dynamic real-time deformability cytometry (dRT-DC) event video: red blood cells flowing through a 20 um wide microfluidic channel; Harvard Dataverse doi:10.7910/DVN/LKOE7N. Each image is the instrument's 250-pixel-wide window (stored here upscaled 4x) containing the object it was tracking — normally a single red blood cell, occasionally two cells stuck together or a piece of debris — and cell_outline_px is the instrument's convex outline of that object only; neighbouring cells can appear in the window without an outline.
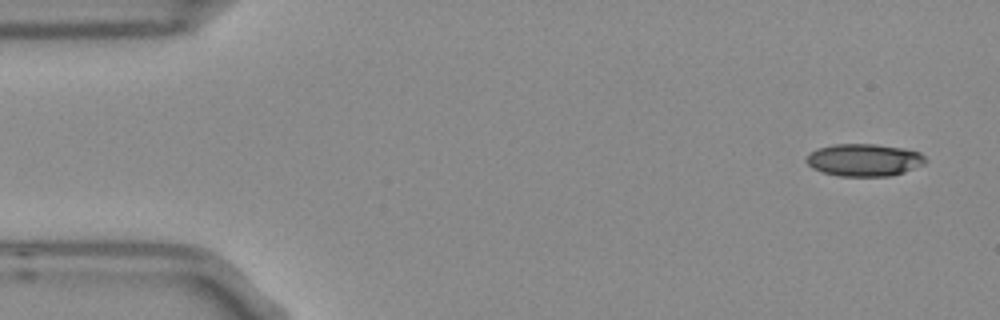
{"species": "Egyptian fruit bat (a non-hibernating species)", "species_latin": "Rousettus aegyptiacus", "temperature_condition": "room temperature", "stored_images_in_passage": 4, "camera_frame_rate_fps": 3000, "um_per_image_px": 0.085, "frame": {"image": 1, "passage_image": 1, "time_ms": 0.0, "image_size_px": [1000, 320], "cell_outline_px": [[928, 160], [924, 164], [904, 172], [888, 176], [840, 176], [824, 172], [812, 168], [804, 160], [804, 156], [808, 152], [816, 148], [836, 144], [876, 144], [904, 148], [920, 152]], "centroid_in_image_um": [73.42, 13.59], "position_along_channel_um": 11.6, "area_um2": 22.72}}
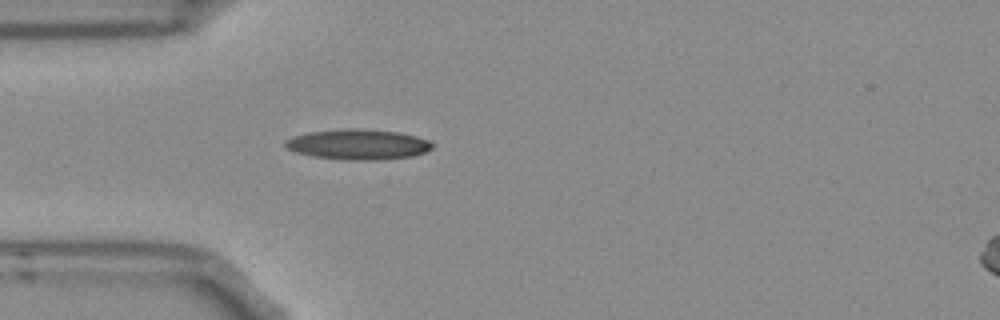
{"frame": {"image": 2, "passage_image": 4, "time_ms": 1.0, "image_size_px": [1000, 320], "cell_outline_px": [[436, 144], [432, 148], [424, 152], [412, 156], [372, 160], [356, 160], [312, 156], [296, 152], [288, 148], [284, 144], [284, 140], [292, 136], [308, 132], [340, 128], [360, 128], [400, 132], [432, 140]], "centroid_in_image_um": [30.46, 12.25], "position_along_channel_um": 54.5, "area_um2": 26.18}}